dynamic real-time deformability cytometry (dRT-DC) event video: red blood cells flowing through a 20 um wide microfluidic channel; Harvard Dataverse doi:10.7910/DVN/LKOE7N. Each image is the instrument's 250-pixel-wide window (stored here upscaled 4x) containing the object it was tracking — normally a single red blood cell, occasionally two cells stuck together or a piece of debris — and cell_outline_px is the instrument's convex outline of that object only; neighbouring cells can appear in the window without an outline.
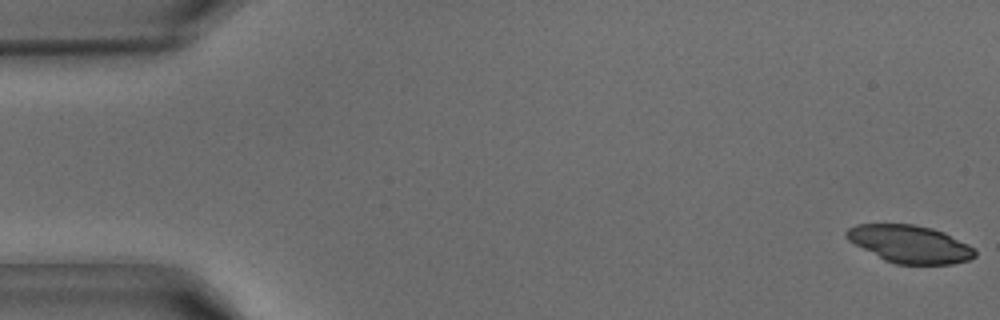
{"species": "common noctule bat (a hibernating species)", "species_latin": "Nyctalus noctula", "temperature_condition": "warm", "stored_images_in_passage": 42, "camera_frame_rate_fps": 3000, "um_per_image_px": 0.085, "animal": {"sex": "male", "body_mass_g": 15.6}, "frame": {"image": 1, "passage_image": 1, "time_ms": 0.0, "image_size_px": [1000, 320], "cell_outline_px": [[976, 256], [968, 260], [952, 264], [896, 264], [884, 260], [848, 240], [844, 236], [844, 232], [848, 228], [856, 224], [912, 224], [932, 228], [944, 232], [968, 244], [976, 252]], "centroid_in_image_um": [77.32, 20.74], "position_along_channel_um": 7.7, "area_um2": 28.09}}